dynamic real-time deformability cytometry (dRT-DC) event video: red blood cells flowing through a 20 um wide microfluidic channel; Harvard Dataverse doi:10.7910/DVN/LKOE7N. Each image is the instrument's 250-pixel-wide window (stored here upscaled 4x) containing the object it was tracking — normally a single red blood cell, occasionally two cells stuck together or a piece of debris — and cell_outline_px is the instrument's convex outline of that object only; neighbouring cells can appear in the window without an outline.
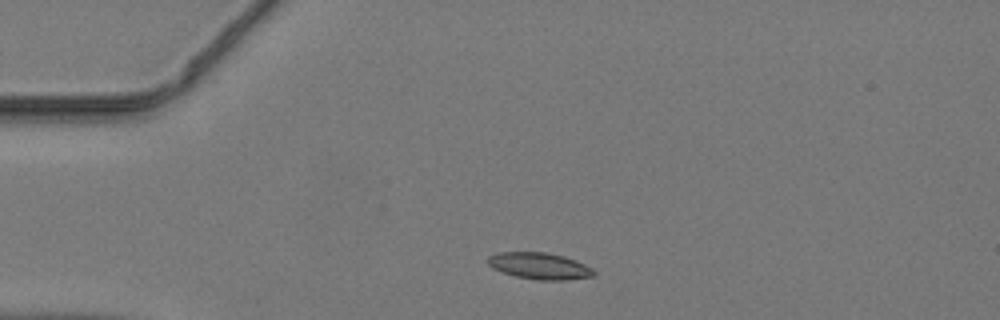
{"species": "common noctule bat (a hibernating species)", "species_latin": "Nyctalus noctula", "temperature_condition": "warm", "stored_images_in_passage": 41, "camera_frame_rate_fps": 3000, "um_per_image_px": 0.085, "animal": {"sex": "male", "body_mass_g": 19.2, "forearm_length_mm": 51.8}, "frame": {"image": 1, "passage_image": 5, "time_ms": 1.333, "image_size_px": [1000, 320], "cell_outline_px": [[596, 272], [592, 276], [564, 280], [540, 280], [516, 276], [492, 268], [488, 264], [488, 256], [496, 252], [548, 252], [564, 256], [576, 260], [592, 268]], "centroid_in_image_um": [45.85, 22.59], "position_along_channel_um": 39.1, "area_um2": 16.36}}
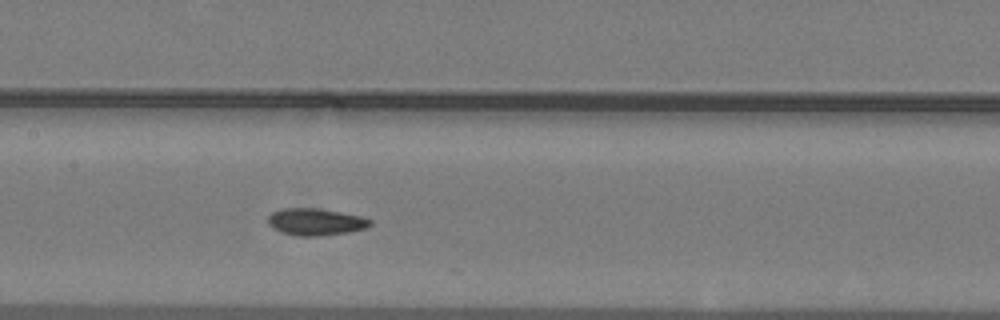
{"frame": {"image": 2, "passage_image": 17, "time_ms": 5.333, "image_size_px": [1000, 320], "cell_outline_px": [[372, 224], [368, 228], [348, 232], [324, 236], [300, 236], [280, 232], [272, 228], [268, 224], [268, 216], [272, 212], [284, 208], [320, 208], [360, 216], [372, 220]], "centroid_in_image_um": [26.83, 18.86], "position_along_channel_um": 180.6, "area_um2": 16.24}}
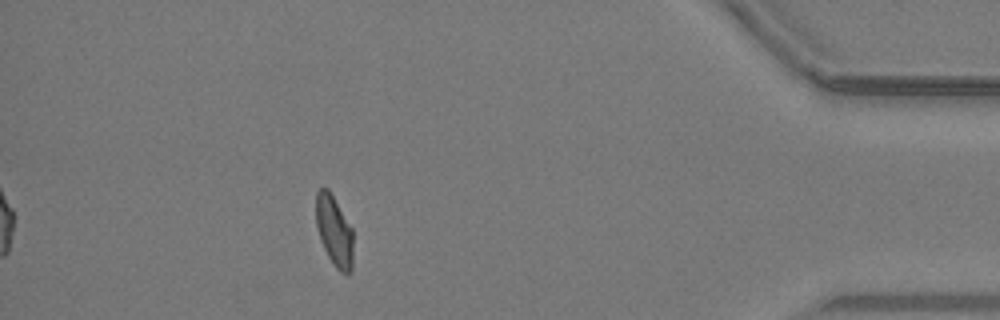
{"frame": {"image": 3, "passage_image": 36, "time_ms": 11.667, "image_size_px": [1000, 320], "cell_outline_px": [[352, 272], [348, 276], [340, 272], [332, 264], [320, 240], [316, 224], [316, 192], [320, 188], [328, 188], [352, 228]], "centroid_in_image_um": [28.41, 19.67], "position_along_channel_um": 406.8, "area_um2": 15.37}}